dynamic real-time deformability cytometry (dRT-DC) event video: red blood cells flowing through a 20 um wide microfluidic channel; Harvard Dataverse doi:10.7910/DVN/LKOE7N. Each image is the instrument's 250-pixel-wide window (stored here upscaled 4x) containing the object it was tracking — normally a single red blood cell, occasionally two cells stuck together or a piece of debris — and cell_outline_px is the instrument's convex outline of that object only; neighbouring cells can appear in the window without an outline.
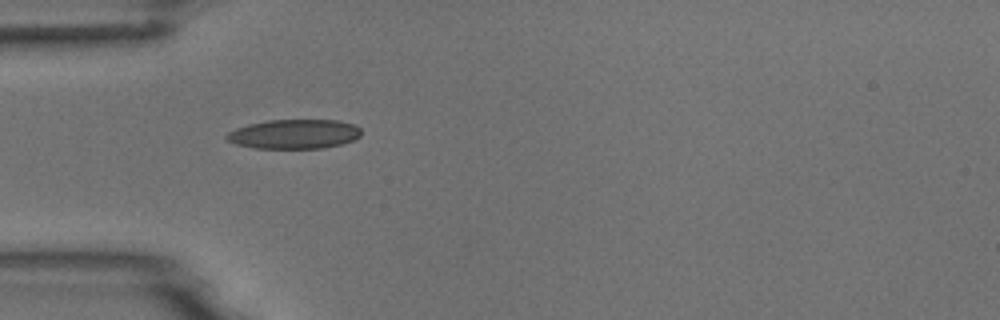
{"species": "common noctule bat (a hibernating species)", "species_latin": "Nyctalus noctula", "temperature_condition": "room temperature", "stored_images_in_passage": 4, "camera_frame_rate_fps": 3000, "um_per_image_px": 0.085, "animal": {"sex": "male", "body_mass_g": 18.8}, "frame": {"image": 1, "passage_image": 1, "time_ms": 0.0, "image_size_px": [1000, 320], "cell_outline_px": [[360, 136], [352, 140], [340, 144], [324, 148], [256, 148], [236, 144], [224, 140], [224, 136], [228, 132], [236, 128], [248, 124], [268, 120], [336, 120], [352, 124], [360, 128]], "centroid_in_image_um": [24.95, 11.39], "position_along_channel_um": 60.1, "area_um2": 23.0}}